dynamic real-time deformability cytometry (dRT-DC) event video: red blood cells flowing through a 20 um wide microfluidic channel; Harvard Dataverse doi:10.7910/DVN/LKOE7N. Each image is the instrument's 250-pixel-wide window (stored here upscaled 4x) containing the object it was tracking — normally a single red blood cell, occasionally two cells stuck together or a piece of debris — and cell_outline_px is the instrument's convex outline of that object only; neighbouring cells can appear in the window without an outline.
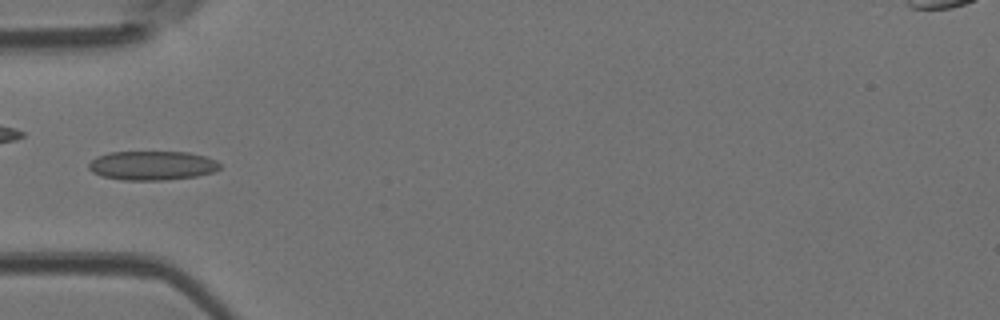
{"species": "Egyptian fruit bat (a non-hibernating species)", "species_latin": "Rousettus aegyptiacus", "temperature_condition": "room temperature", "stored_images_in_passage": 5, "camera_frame_rate_fps": 3000, "um_per_image_px": 0.085, "animal": {"sex": "female"}, "frame": {"image": 1, "passage_image": 4, "time_ms": 1.0, "image_size_px": [1000, 320], "cell_outline_px": [[220, 168], [212, 172], [196, 176], [164, 180], [124, 180], [100, 176], [92, 172], [88, 168], [88, 164], [96, 156], [108, 152], [188, 152], [204, 156], [216, 160], [220, 164]], "centroid_in_image_um": [12.9, 14.07], "position_along_channel_um": 72.1, "area_um2": 22.31}}
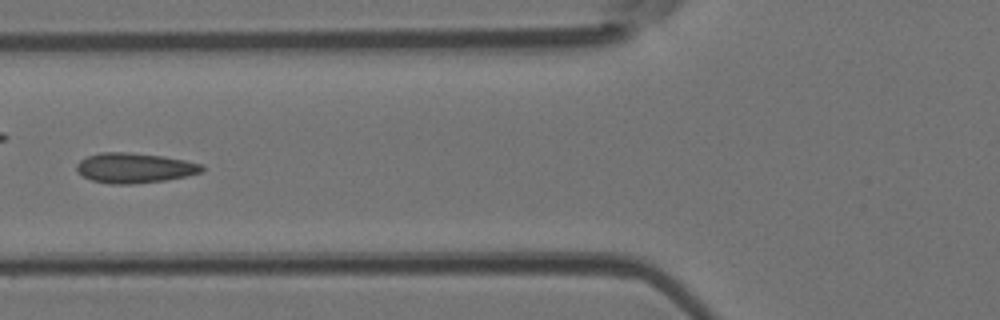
{"frame": {"image": 2, "passage_image": 5, "time_ms": 1.333, "image_size_px": [1000, 320], "cell_outline_px": [[204, 172], [164, 180], [132, 184], [108, 184], [92, 180], [84, 176], [76, 168], [76, 164], [80, 160], [88, 156], [100, 152], [128, 152], [164, 156], [204, 164]], "centroid_in_image_um": [11.45, 14.27], "position_along_channel_um": 114.3, "area_um2": 21.91}}